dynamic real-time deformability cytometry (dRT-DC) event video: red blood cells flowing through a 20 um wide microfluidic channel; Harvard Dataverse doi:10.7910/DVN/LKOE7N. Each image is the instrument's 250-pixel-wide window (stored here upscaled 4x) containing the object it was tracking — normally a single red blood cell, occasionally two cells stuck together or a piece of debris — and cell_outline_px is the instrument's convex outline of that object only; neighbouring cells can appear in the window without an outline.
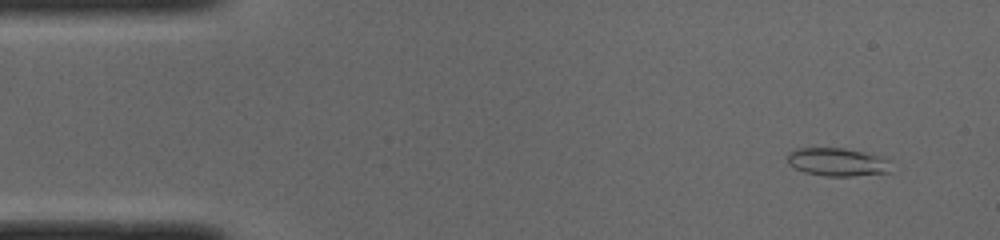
{"species": "common noctule bat (a hibernating species)", "species_latin": "Nyctalus noctula", "temperature_condition": "cold", "stored_images_in_passage": 50, "camera_frame_rate_fps": 3000, "um_per_image_px": 0.085, "animal": {"sex": "male", "body_mass_g": 19.0, "forearm_length_mm": 50.8}, "frame": {"image": 1, "passage_image": 4, "time_ms": 1.0, "image_size_px": [1000, 240], "cell_outline_px": [[888, 172], [852, 176], [824, 176], [804, 172], [788, 164], [788, 156], [796, 148], [844, 148], [880, 156], [888, 160]], "centroid_in_image_um": [71.13, 13.77], "position_along_channel_um": 13.9, "area_um2": 16.65}}
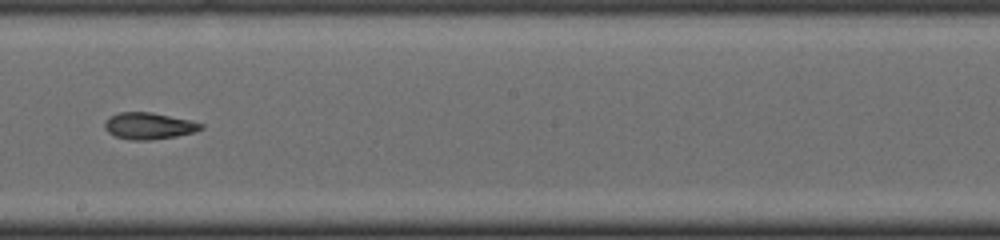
{"frame": {"image": 2, "passage_image": 28, "time_ms": 9.0, "image_size_px": [1000, 240], "cell_outline_px": [[204, 128], [196, 132], [176, 136], [152, 140], [128, 140], [116, 136], [108, 132], [104, 128], [104, 124], [112, 116], [120, 112], [152, 112], [188, 120], [204, 124]], "centroid_in_image_um": [12.68, 10.71], "position_along_channel_um": 235.5, "area_um2": 14.85}}
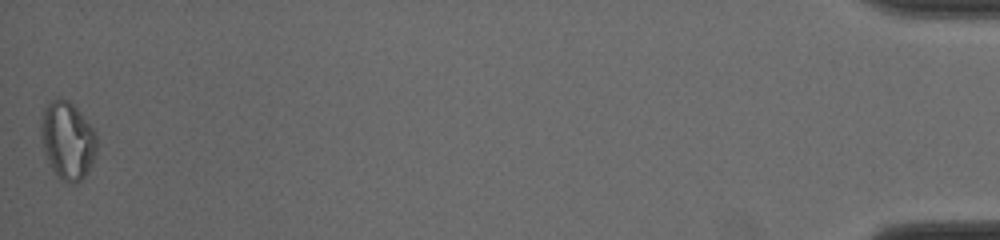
{"frame": {"image": 3, "passage_image": 50, "time_ms": 16.333, "image_size_px": [1000, 240], "cell_outline_px": [[96, 152], [88, 172], [80, 180], [72, 184], [60, 180], [48, 164], [44, 152], [40, 136], [40, 116], [44, 108], [52, 100], [68, 100], [80, 112], [96, 132]], "centroid_in_image_um": [5.71, 11.96], "position_along_channel_um": 429.5, "area_um2": 25.37}, "authors_computed_cell_mechanics": {"area_um2": 15.606, "velocity_mm_per_s": 3.9962, "shape_relaxation_time_tau1_ms": 9.3946, "shape_relaxation_time_tau2_ms": 7.6876, "deformation_change_tau1": 0.2047, "deformation_change_tau2": 0.1344}}